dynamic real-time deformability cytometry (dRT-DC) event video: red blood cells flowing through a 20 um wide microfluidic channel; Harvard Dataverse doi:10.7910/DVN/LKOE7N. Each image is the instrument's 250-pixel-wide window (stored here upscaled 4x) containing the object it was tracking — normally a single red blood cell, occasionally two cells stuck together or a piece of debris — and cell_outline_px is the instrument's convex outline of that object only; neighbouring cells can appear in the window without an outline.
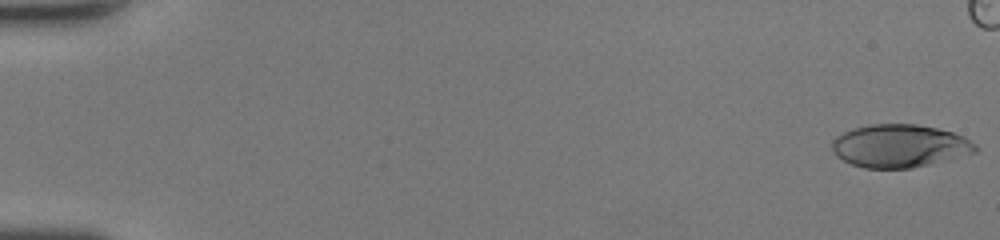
{"species": "human", "species_latin": "Homo sapiens", "temperature_condition": "room temperature", "stored_images_in_passage": 40, "camera_frame_rate_fps": 3000, "um_per_image_px": 0.085, "donor": {"sex": "female"}, "frame": {"image": 1, "passage_image": 1, "time_ms": 0.0, "image_size_px": [1000, 240], "cell_outline_px": [[980, 148], [976, 152], [912, 168], [864, 168], [852, 164], [836, 156], [832, 148], [832, 140], [836, 136], [852, 128], [872, 124], [916, 124], [936, 128], [952, 132], [964, 136], [976, 144]], "centroid_in_image_um": [76.46, 12.39], "position_along_channel_um": 8.5, "area_um2": 35.78}}
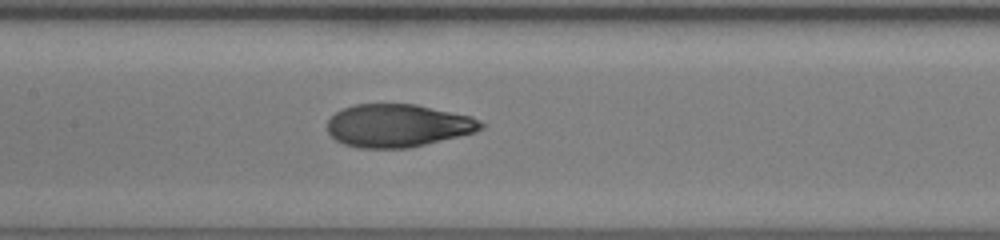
{"frame": {"image": 2, "passage_image": 25, "time_ms": 8.0, "image_size_px": [1000, 240], "cell_outline_px": [[488, 124], [484, 128], [476, 132], [408, 148], [360, 148], [344, 144], [336, 140], [328, 132], [328, 120], [336, 112], [352, 104], [416, 104], [472, 116]], "centroid_in_image_um": [33.86, 10.67], "position_along_channel_um": 173.5, "area_um2": 38.55}}
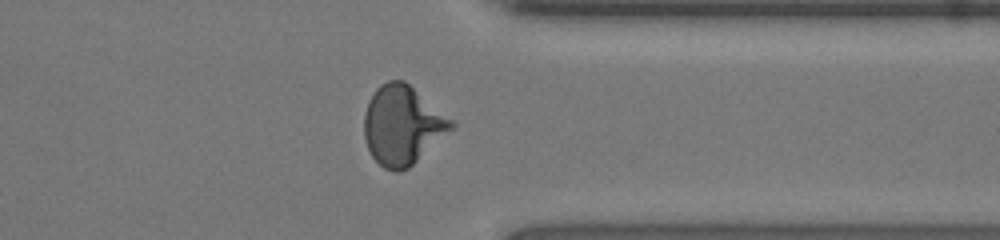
{"frame": {"image": 3, "passage_image": 39, "time_ms": 12.667, "image_size_px": [1000, 240], "cell_outline_px": [[456, 124], [452, 128], [408, 168], [400, 172], [396, 172], [384, 168], [372, 156], [368, 148], [364, 136], [364, 112], [368, 100], [376, 88], [380, 84], [388, 80], [404, 80], [456, 120]], "centroid_in_image_um": [34.2, 10.6], "position_along_channel_um": 377.2, "area_um2": 40.23}}